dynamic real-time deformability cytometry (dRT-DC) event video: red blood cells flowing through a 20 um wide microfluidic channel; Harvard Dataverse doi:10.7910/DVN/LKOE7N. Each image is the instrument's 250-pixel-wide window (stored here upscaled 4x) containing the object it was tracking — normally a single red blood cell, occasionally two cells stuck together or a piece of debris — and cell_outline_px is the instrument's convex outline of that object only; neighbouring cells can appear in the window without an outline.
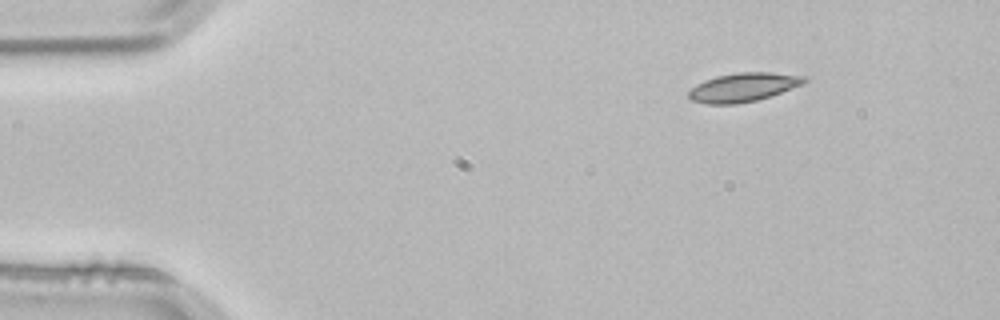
{"species": "common noctule bat (a hibernating species)", "species_latin": "Nyctalus noctula", "temperature_condition": "room temperature", "stored_images_in_passage": 3, "segment_of_instrument_passage": [2, 2], "camera_frame_rate_fps": 3000, "um_per_image_px": 0.085, "animal": {"sex": "male", "body_mass_g": 21.5, "forearm_length_mm": 52.0}, "frame": {"image": 1, "passage_image": 3, "time_ms": 0.667, "image_size_px": [1000, 320], "cell_outline_px": [[808, 80], [804, 84], [756, 100], [736, 104], [708, 104], [692, 100], [688, 96], [688, 92], [696, 84], [704, 80], [716, 76], [740, 72], [772, 72], [804, 76]], "centroid_in_image_um": [63.17, 7.41], "position_along_channel_um": 21.8, "area_um2": 19.25}}